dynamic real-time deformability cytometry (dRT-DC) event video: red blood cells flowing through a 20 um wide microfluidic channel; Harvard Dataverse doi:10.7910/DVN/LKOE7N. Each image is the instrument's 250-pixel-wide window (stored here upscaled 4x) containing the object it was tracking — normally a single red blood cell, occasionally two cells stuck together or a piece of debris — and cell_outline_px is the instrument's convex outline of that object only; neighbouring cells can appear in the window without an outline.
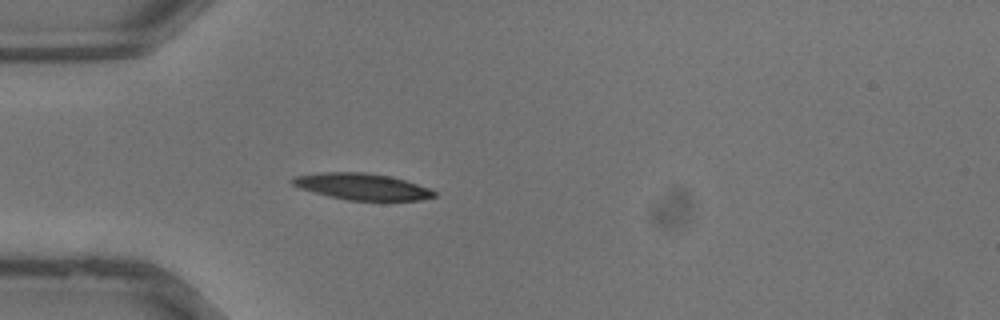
{"species": "common noctule bat (a hibernating species)", "species_latin": "Nyctalus noctula", "temperature_condition": "warm", "stored_images_in_passage": 9, "camera_frame_rate_fps": 3000, "um_per_image_px": 0.085, "animal": {"sex": "male", "body_mass_g": 13.3}, "frame": {"image": 1, "passage_image": 2, "time_ms": 0.333, "image_size_px": [1000, 320], "cell_outline_px": [[436, 196], [420, 200], [348, 200], [328, 196], [300, 188], [292, 184], [288, 180], [296, 176], [320, 172], [364, 172], [392, 176], [428, 188], [436, 192]], "centroid_in_image_um": [30.74, 15.85], "position_along_channel_um": 54.3, "area_um2": 21.73}}
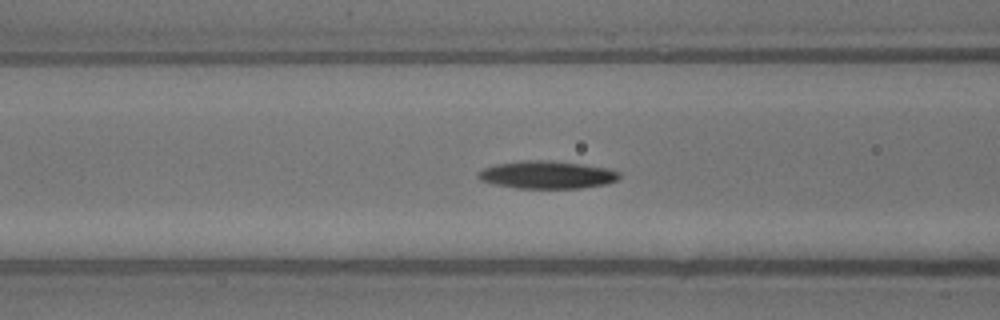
{"frame": {"image": 2, "passage_image": 6, "time_ms": 1.667, "image_size_px": [1000, 320], "cell_outline_px": [[620, 176], [616, 180], [608, 184], [580, 188], [516, 188], [496, 184], [480, 180], [476, 176], [476, 172], [484, 168], [496, 164], [520, 160], [552, 160], [584, 164], [608, 168], [620, 172]], "centroid_in_image_um": [46.5, 14.84], "position_along_channel_um": 120.1, "area_um2": 23.0}}
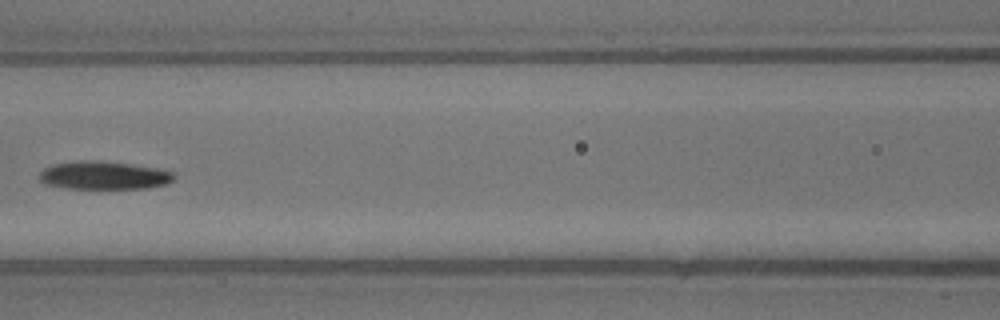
{"frame": {"image": 3, "passage_image": 8, "time_ms": 2.333, "image_size_px": [1000, 320], "cell_outline_px": [[176, 176], [168, 184], [148, 188], [64, 188], [44, 184], [40, 180], [40, 172], [44, 168], [52, 164], [80, 160], [104, 160], [160, 168], [176, 172]], "centroid_in_image_um": [8.87, 14.89], "position_along_channel_um": 157.7, "area_um2": 22.48}}